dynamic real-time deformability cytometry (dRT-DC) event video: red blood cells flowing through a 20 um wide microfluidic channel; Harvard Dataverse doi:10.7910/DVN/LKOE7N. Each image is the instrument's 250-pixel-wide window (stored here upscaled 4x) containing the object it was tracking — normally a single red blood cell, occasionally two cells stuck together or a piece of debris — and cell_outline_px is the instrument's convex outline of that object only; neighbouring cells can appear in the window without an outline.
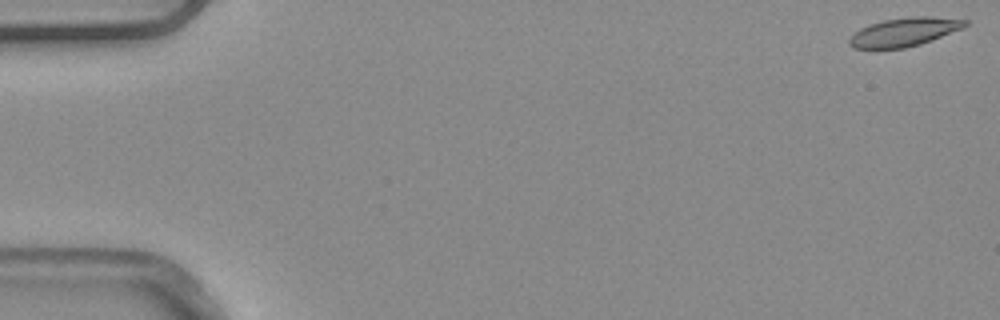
{"species": "common noctule bat (a hibernating species)", "species_latin": "Nyctalus noctula", "temperature_condition": "warm", "stored_images_in_passage": 5, "segment_of_instrument_passage": [1, 2], "camera_frame_rate_fps": 3000, "um_per_image_px": 0.085, "animal": {"sex": "male", "body_mass_g": 20.4}, "frame": {"image": 1, "passage_image": 1, "time_ms": 0.0, "image_size_px": [1000, 320], "cell_outline_px": [[968, 24], [964, 28], [932, 40], [920, 44], [904, 48], [852, 48], [848, 44], [848, 40], [860, 28], [884, 20], [912, 16], [932, 16], [968, 20]], "centroid_in_image_um": [76.9, 2.71], "position_along_channel_um": 8.1, "area_um2": 19.19}}